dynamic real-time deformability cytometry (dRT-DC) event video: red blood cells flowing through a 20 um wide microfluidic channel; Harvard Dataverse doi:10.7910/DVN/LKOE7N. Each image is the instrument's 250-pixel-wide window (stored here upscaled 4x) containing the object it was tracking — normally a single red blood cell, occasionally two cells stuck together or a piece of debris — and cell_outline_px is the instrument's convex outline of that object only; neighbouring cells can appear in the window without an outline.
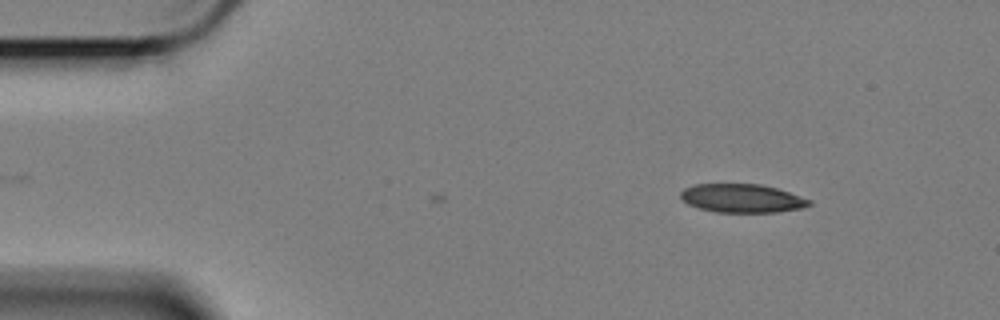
{"species": "Egyptian fruit bat (a non-hibernating species)", "species_latin": "Rousettus aegyptiacus", "temperature_condition": "cold", "stored_images_in_passage": 6, "camera_frame_rate_fps": 3000, "um_per_image_px": 0.085, "animal": {"sex": "female"}, "frame": {"image": 1, "passage_image": 6, "time_ms": 1.667, "image_size_px": [1000, 320], "cell_outline_px": [[812, 204], [800, 208], [776, 212], [716, 212], [700, 208], [688, 204], [680, 196], [680, 192], [684, 188], [692, 184], [760, 184], [776, 188], [812, 200]], "centroid_in_image_um": [63.05, 16.85], "position_along_channel_um": 21.9, "area_um2": 21.27}}